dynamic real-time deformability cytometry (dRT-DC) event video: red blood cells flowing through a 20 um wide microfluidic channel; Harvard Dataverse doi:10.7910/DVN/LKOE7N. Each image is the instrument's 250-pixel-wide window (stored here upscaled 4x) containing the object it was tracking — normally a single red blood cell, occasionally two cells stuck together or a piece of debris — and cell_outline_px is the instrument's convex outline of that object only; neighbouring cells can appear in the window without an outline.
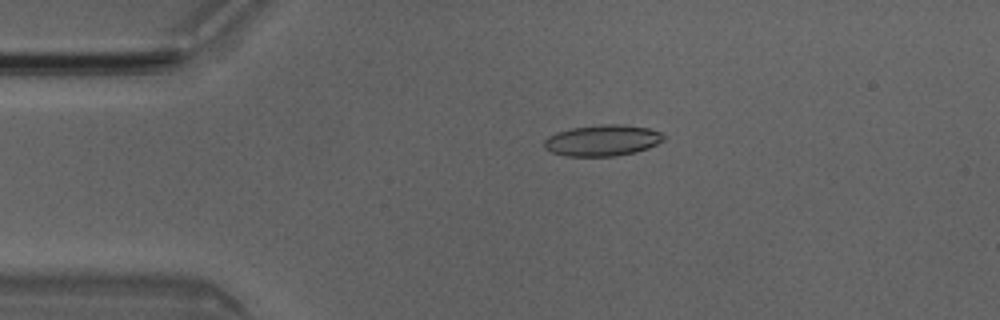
{"species": "Egyptian fruit bat (a non-hibernating species)", "species_latin": "Rousettus aegyptiacus", "temperature_condition": "room temperature", "stored_images_in_passage": 50, "camera_frame_rate_fps": 3000, "um_per_image_px": 0.085, "animal": {"sex": "male"}, "frame": {"image": 1, "passage_image": 10, "time_ms": 3.0, "image_size_px": [1000, 320], "cell_outline_px": [[668, 136], [664, 140], [648, 148], [636, 152], [616, 156], [568, 156], [552, 152], [544, 148], [544, 140], [548, 136], [556, 132], [572, 128], [600, 124], [620, 124], [648, 128], [660, 132]], "centroid_in_image_um": [51.23, 11.93], "position_along_channel_um": 33.8, "area_um2": 21.79}}
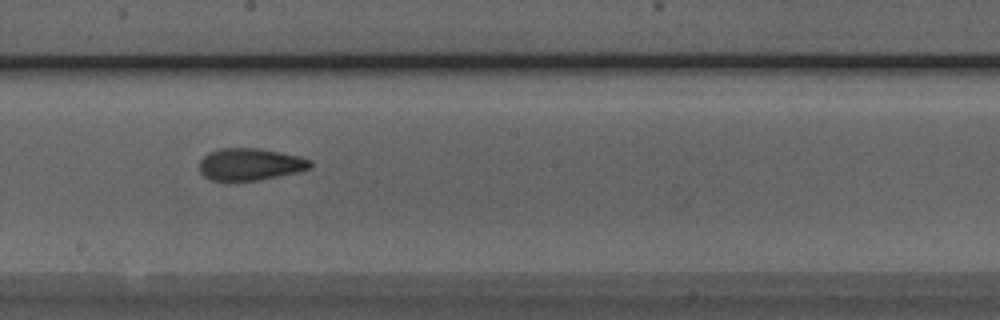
{"frame": {"image": 2, "passage_image": 27, "time_ms": 8.667, "image_size_px": [1000, 320], "cell_outline_px": [[312, 168], [296, 172], [260, 180], [208, 180], [200, 172], [200, 160], [208, 152], [220, 148], [260, 148], [300, 156], [312, 160]], "centroid_in_image_um": [21.27, 13.95], "position_along_channel_um": 226.9, "area_um2": 20.81}}
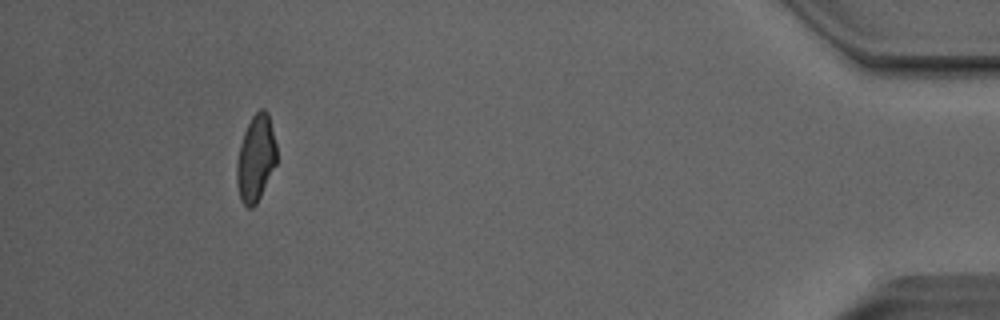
{"frame": {"image": 3, "passage_image": 46, "time_ms": 15.0, "image_size_px": [1000, 320], "cell_outline_px": [[276, 164], [256, 204], [252, 208], [248, 208], [240, 200], [236, 184], [236, 160], [240, 144], [244, 132], [252, 116], [260, 108], [264, 108], [268, 112], [276, 144]], "centroid_in_image_um": [21.72, 13.46], "position_along_channel_um": 413.5, "area_um2": 20.17}, "authors_computed_cell_mechanics": {"area_um2": 20.9525, "velocity_mm_per_s": 4.0657, "shape_relaxation_time_tau1_ms": 6.3291, "shape_relaxation_time_tau2_ms": 1.9027, "deformation_change_tau1": 0.1749, "deformation_change_tau2": 0.0958}}